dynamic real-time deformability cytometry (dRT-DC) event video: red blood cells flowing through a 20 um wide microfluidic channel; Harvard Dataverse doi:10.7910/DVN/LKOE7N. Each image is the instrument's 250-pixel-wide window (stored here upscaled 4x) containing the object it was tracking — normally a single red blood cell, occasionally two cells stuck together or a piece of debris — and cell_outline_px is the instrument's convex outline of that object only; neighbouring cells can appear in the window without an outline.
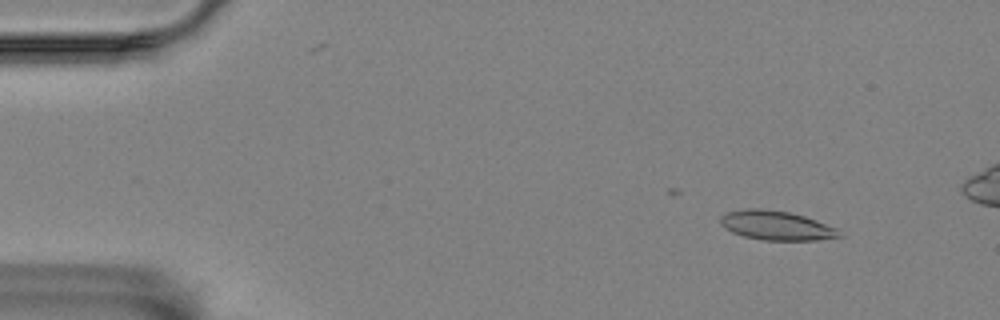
{"species": "Egyptian fruit bat (a non-hibernating species)", "species_latin": "Rousettus aegyptiacus", "temperature_condition": "room temperature", "stored_images_in_passage": 17, "camera_frame_rate_fps": 3000, "um_per_image_px": 0.085, "animal": {"sex": "female"}, "frame": {"image": 1, "passage_image": 1, "time_ms": 0.0, "image_size_px": [1000, 320], "cell_outline_px": [[844, 236], [816, 240], [764, 240], [744, 236], [732, 232], [724, 228], [720, 224], [720, 216], [728, 212], [744, 208], [760, 208], [788, 212], [804, 216], [816, 220], [836, 228]], "centroid_in_image_um": [65.97, 19.16], "position_along_channel_um": 19.0, "area_um2": 20.23}}
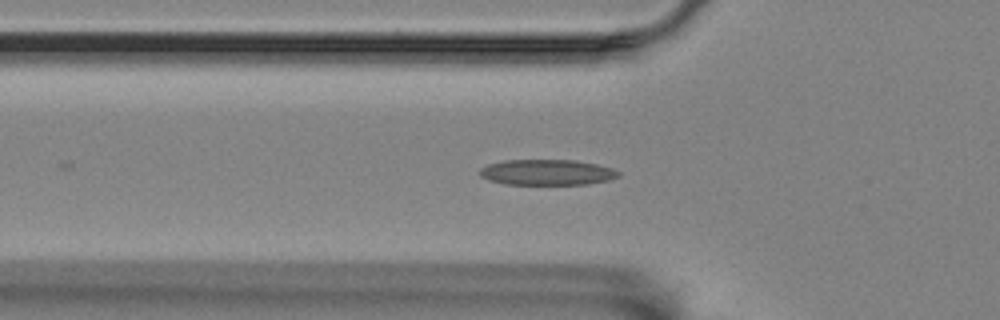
{"frame": {"image": 2, "passage_image": 14, "time_ms": 4.333, "image_size_px": [1000, 320], "cell_outline_px": [[620, 176], [608, 180], [584, 184], [504, 184], [488, 180], [480, 176], [480, 168], [488, 164], [504, 160], [576, 160], [596, 164], [612, 168], [620, 172]], "centroid_in_image_um": [46.48, 14.64], "position_along_channel_um": 79.3, "area_um2": 20.69}}